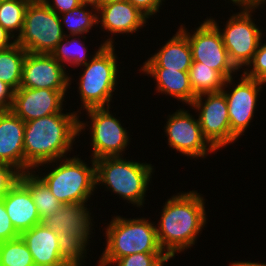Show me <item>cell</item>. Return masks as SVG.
<instances>
[{
    "label": "cell",
    "mask_w": 266,
    "mask_h": 266,
    "mask_svg": "<svg viewBox=\"0 0 266 266\" xmlns=\"http://www.w3.org/2000/svg\"><path fill=\"white\" fill-rule=\"evenodd\" d=\"M121 1H126V0H101V5L102 4L115 3V2H121Z\"/></svg>",
    "instance_id": "43"
},
{
    "label": "cell",
    "mask_w": 266,
    "mask_h": 266,
    "mask_svg": "<svg viewBox=\"0 0 266 266\" xmlns=\"http://www.w3.org/2000/svg\"><path fill=\"white\" fill-rule=\"evenodd\" d=\"M192 52L187 36L178 28L176 33L165 41L140 68H168V70L189 71L192 65Z\"/></svg>",
    "instance_id": "21"
},
{
    "label": "cell",
    "mask_w": 266,
    "mask_h": 266,
    "mask_svg": "<svg viewBox=\"0 0 266 266\" xmlns=\"http://www.w3.org/2000/svg\"><path fill=\"white\" fill-rule=\"evenodd\" d=\"M165 253H134L119 258L114 264L116 266H155Z\"/></svg>",
    "instance_id": "32"
},
{
    "label": "cell",
    "mask_w": 266,
    "mask_h": 266,
    "mask_svg": "<svg viewBox=\"0 0 266 266\" xmlns=\"http://www.w3.org/2000/svg\"><path fill=\"white\" fill-rule=\"evenodd\" d=\"M203 196L197 190L179 191L162 206L156 232L166 255H178L197 243L208 218Z\"/></svg>",
    "instance_id": "1"
},
{
    "label": "cell",
    "mask_w": 266,
    "mask_h": 266,
    "mask_svg": "<svg viewBox=\"0 0 266 266\" xmlns=\"http://www.w3.org/2000/svg\"><path fill=\"white\" fill-rule=\"evenodd\" d=\"M263 41L265 40L261 39L252 61L241 72L246 77L258 80L266 86V43Z\"/></svg>",
    "instance_id": "31"
},
{
    "label": "cell",
    "mask_w": 266,
    "mask_h": 266,
    "mask_svg": "<svg viewBox=\"0 0 266 266\" xmlns=\"http://www.w3.org/2000/svg\"><path fill=\"white\" fill-rule=\"evenodd\" d=\"M15 90L0 80V111L11 110Z\"/></svg>",
    "instance_id": "37"
},
{
    "label": "cell",
    "mask_w": 266,
    "mask_h": 266,
    "mask_svg": "<svg viewBox=\"0 0 266 266\" xmlns=\"http://www.w3.org/2000/svg\"><path fill=\"white\" fill-rule=\"evenodd\" d=\"M190 84L196 96L220 92L226 79L216 70L201 62H192L189 69Z\"/></svg>",
    "instance_id": "27"
},
{
    "label": "cell",
    "mask_w": 266,
    "mask_h": 266,
    "mask_svg": "<svg viewBox=\"0 0 266 266\" xmlns=\"http://www.w3.org/2000/svg\"><path fill=\"white\" fill-rule=\"evenodd\" d=\"M27 51L15 43L10 48L0 51V80L15 91L22 80V65Z\"/></svg>",
    "instance_id": "26"
},
{
    "label": "cell",
    "mask_w": 266,
    "mask_h": 266,
    "mask_svg": "<svg viewBox=\"0 0 266 266\" xmlns=\"http://www.w3.org/2000/svg\"><path fill=\"white\" fill-rule=\"evenodd\" d=\"M149 18L129 1L102 4L97 9V21L101 31L110 33V37L102 40L103 45H115V37L127 34L129 36L141 31L148 23ZM114 38V39H113Z\"/></svg>",
    "instance_id": "15"
},
{
    "label": "cell",
    "mask_w": 266,
    "mask_h": 266,
    "mask_svg": "<svg viewBox=\"0 0 266 266\" xmlns=\"http://www.w3.org/2000/svg\"><path fill=\"white\" fill-rule=\"evenodd\" d=\"M139 71L155 79L154 93H159L158 95L173 97L185 106H190L196 98L191 88L189 71L168 70V68H139Z\"/></svg>",
    "instance_id": "22"
},
{
    "label": "cell",
    "mask_w": 266,
    "mask_h": 266,
    "mask_svg": "<svg viewBox=\"0 0 266 266\" xmlns=\"http://www.w3.org/2000/svg\"><path fill=\"white\" fill-rule=\"evenodd\" d=\"M16 39L0 25V51L10 48Z\"/></svg>",
    "instance_id": "38"
},
{
    "label": "cell",
    "mask_w": 266,
    "mask_h": 266,
    "mask_svg": "<svg viewBox=\"0 0 266 266\" xmlns=\"http://www.w3.org/2000/svg\"><path fill=\"white\" fill-rule=\"evenodd\" d=\"M154 172L152 164L127 160L124 156L100 158L95 160L96 189L104 186L105 191L141 208L146 203V193Z\"/></svg>",
    "instance_id": "3"
},
{
    "label": "cell",
    "mask_w": 266,
    "mask_h": 266,
    "mask_svg": "<svg viewBox=\"0 0 266 266\" xmlns=\"http://www.w3.org/2000/svg\"><path fill=\"white\" fill-rule=\"evenodd\" d=\"M1 266H35L32 255L21 237L0 242Z\"/></svg>",
    "instance_id": "29"
},
{
    "label": "cell",
    "mask_w": 266,
    "mask_h": 266,
    "mask_svg": "<svg viewBox=\"0 0 266 266\" xmlns=\"http://www.w3.org/2000/svg\"><path fill=\"white\" fill-rule=\"evenodd\" d=\"M73 80V75L51 54L26 53L20 87L68 91Z\"/></svg>",
    "instance_id": "14"
},
{
    "label": "cell",
    "mask_w": 266,
    "mask_h": 266,
    "mask_svg": "<svg viewBox=\"0 0 266 266\" xmlns=\"http://www.w3.org/2000/svg\"><path fill=\"white\" fill-rule=\"evenodd\" d=\"M185 108L167 115L164 134L167 145L191 159H205L217 151L204 138L198 118ZM208 155V156H207Z\"/></svg>",
    "instance_id": "12"
},
{
    "label": "cell",
    "mask_w": 266,
    "mask_h": 266,
    "mask_svg": "<svg viewBox=\"0 0 266 266\" xmlns=\"http://www.w3.org/2000/svg\"><path fill=\"white\" fill-rule=\"evenodd\" d=\"M189 108L197 113L204 138L217 152L238 141L231 133L228 105L222 91L196 96Z\"/></svg>",
    "instance_id": "11"
},
{
    "label": "cell",
    "mask_w": 266,
    "mask_h": 266,
    "mask_svg": "<svg viewBox=\"0 0 266 266\" xmlns=\"http://www.w3.org/2000/svg\"><path fill=\"white\" fill-rule=\"evenodd\" d=\"M155 223L144 216H112L104 228L106 246L96 266H113L119 258L134 253H164L158 243Z\"/></svg>",
    "instance_id": "5"
},
{
    "label": "cell",
    "mask_w": 266,
    "mask_h": 266,
    "mask_svg": "<svg viewBox=\"0 0 266 266\" xmlns=\"http://www.w3.org/2000/svg\"><path fill=\"white\" fill-rule=\"evenodd\" d=\"M115 47L104 45L85 65L80 66L83 67V72L79 74L76 84L78 98L81 99V110L111 107L121 75Z\"/></svg>",
    "instance_id": "6"
},
{
    "label": "cell",
    "mask_w": 266,
    "mask_h": 266,
    "mask_svg": "<svg viewBox=\"0 0 266 266\" xmlns=\"http://www.w3.org/2000/svg\"><path fill=\"white\" fill-rule=\"evenodd\" d=\"M31 0H1L0 25L15 39L21 34L26 8Z\"/></svg>",
    "instance_id": "28"
},
{
    "label": "cell",
    "mask_w": 266,
    "mask_h": 266,
    "mask_svg": "<svg viewBox=\"0 0 266 266\" xmlns=\"http://www.w3.org/2000/svg\"><path fill=\"white\" fill-rule=\"evenodd\" d=\"M87 207V203L62 204L55 214L47 216L41 223L58 235L76 237L89 246L92 243L89 239L94 237L95 222L92 210Z\"/></svg>",
    "instance_id": "17"
},
{
    "label": "cell",
    "mask_w": 266,
    "mask_h": 266,
    "mask_svg": "<svg viewBox=\"0 0 266 266\" xmlns=\"http://www.w3.org/2000/svg\"><path fill=\"white\" fill-rule=\"evenodd\" d=\"M58 242L60 257L67 265L86 266L85 259L89 258L87 255L89 253V247H87L80 239L58 235Z\"/></svg>",
    "instance_id": "30"
},
{
    "label": "cell",
    "mask_w": 266,
    "mask_h": 266,
    "mask_svg": "<svg viewBox=\"0 0 266 266\" xmlns=\"http://www.w3.org/2000/svg\"><path fill=\"white\" fill-rule=\"evenodd\" d=\"M86 39L84 35H67L57 44L51 55L66 69L73 67L74 70V68L85 65L104 46L101 43L95 53L88 56V46H85V41H83Z\"/></svg>",
    "instance_id": "23"
},
{
    "label": "cell",
    "mask_w": 266,
    "mask_h": 266,
    "mask_svg": "<svg viewBox=\"0 0 266 266\" xmlns=\"http://www.w3.org/2000/svg\"><path fill=\"white\" fill-rule=\"evenodd\" d=\"M129 1L134 7L138 8L149 19L153 18L157 13H160L162 5L166 0H126ZM152 16V17H151Z\"/></svg>",
    "instance_id": "35"
},
{
    "label": "cell",
    "mask_w": 266,
    "mask_h": 266,
    "mask_svg": "<svg viewBox=\"0 0 266 266\" xmlns=\"http://www.w3.org/2000/svg\"><path fill=\"white\" fill-rule=\"evenodd\" d=\"M80 114L78 108V111L55 113L25 122L24 172L70 156L75 140L79 139Z\"/></svg>",
    "instance_id": "2"
},
{
    "label": "cell",
    "mask_w": 266,
    "mask_h": 266,
    "mask_svg": "<svg viewBox=\"0 0 266 266\" xmlns=\"http://www.w3.org/2000/svg\"><path fill=\"white\" fill-rule=\"evenodd\" d=\"M175 259V256L173 255H166L164 256L155 266H164L170 259Z\"/></svg>",
    "instance_id": "42"
},
{
    "label": "cell",
    "mask_w": 266,
    "mask_h": 266,
    "mask_svg": "<svg viewBox=\"0 0 266 266\" xmlns=\"http://www.w3.org/2000/svg\"><path fill=\"white\" fill-rule=\"evenodd\" d=\"M64 37L59 15L43 0H31L16 43L27 52L51 54Z\"/></svg>",
    "instance_id": "9"
},
{
    "label": "cell",
    "mask_w": 266,
    "mask_h": 266,
    "mask_svg": "<svg viewBox=\"0 0 266 266\" xmlns=\"http://www.w3.org/2000/svg\"><path fill=\"white\" fill-rule=\"evenodd\" d=\"M79 3L82 5L92 6L93 8L98 9L101 5V0H79Z\"/></svg>",
    "instance_id": "41"
},
{
    "label": "cell",
    "mask_w": 266,
    "mask_h": 266,
    "mask_svg": "<svg viewBox=\"0 0 266 266\" xmlns=\"http://www.w3.org/2000/svg\"><path fill=\"white\" fill-rule=\"evenodd\" d=\"M206 18L193 31L183 23L179 27L189 40L193 62H201L218 71L226 80L237 76L240 71L230 61L220 31Z\"/></svg>",
    "instance_id": "10"
},
{
    "label": "cell",
    "mask_w": 266,
    "mask_h": 266,
    "mask_svg": "<svg viewBox=\"0 0 266 266\" xmlns=\"http://www.w3.org/2000/svg\"><path fill=\"white\" fill-rule=\"evenodd\" d=\"M20 234L13 227L10 217L8 216L4 202L0 199V242L19 238Z\"/></svg>",
    "instance_id": "34"
},
{
    "label": "cell",
    "mask_w": 266,
    "mask_h": 266,
    "mask_svg": "<svg viewBox=\"0 0 266 266\" xmlns=\"http://www.w3.org/2000/svg\"><path fill=\"white\" fill-rule=\"evenodd\" d=\"M240 75L238 80H235L236 76L228 78L222 90L228 105L231 133L238 140L242 135H245L244 133L247 128L249 129L250 123L256 116L257 102H259L260 93L264 89L262 86L265 85L258 80L246 77L243 73L238 76Z\"/></svg>",
    "instance_id": "13"
},
{
    "label": "cell",
    "mask_w": 266,
    "mask_h": 266,
    "mask_svg": "<svg viewBox=\"0 0 266 266\" xmlns=\"http://www.w3.org/2000/svg\"><path fill=\"white\" fill-rule=\"evenodd\" d=\"M58 15L67 13L80 5L79 0H43Z\"/></svg>",
    "instance_id": "36"
},
{
    "label": "cell",
    "mask_w": 266,
    "mask_h": 266,
    "mask_svg": "<svg viewBox=\"0 0 266 266\" xmlns=\"http://www.w3.org/2000/svg\"><path fill=\"white\" fill-rule=\"evenodd\" d=\"M1 199L13 227L19 234L41 224L30 190L19 179Z\"/></svg>",
    "instance_id": "19"
},
{
    "label": "cell",
    "mask_w": 266,
    "mask_h": 266,
    "mask_svg": "<svg viewBox=\"0 0 266 266\" xmlns=\"http://www.w3.org/2000/svg\"><path fill=\"white\" fill-rule=\"evenodd\" d=\"M78 156L79 154H76L73 157L43 163L33 169L34 172L39 171L37 175H40L39 177L61 204L88 203L97 191L95 160L90 158L89 166L81 156ZM40 166L45 168L42 169ZM48 167L49 169H46ZM44 170L48 172L43 173Z\"/></svg>",
    "instance_id": "4"
},
{
    "label": "cell",
    "mask_w": 266,
    "mask_h": 266,
    "mask_svg": "<svg viewBox=\"0 0 266 266\" xmlns=\"http://www.w3.org/2000/svg\"><path fill=\"white\" fill-rule=\"evenodd\" d=\"M35 266H67L60 257L58 234L42 223L20 234Z\"/></svg>",
    "instance_id": "20"
},
{
    "label": "cell",
    "mask_w": 266,
    "mask_h": 266,
    "mask_svg": "<svg viewBox=\"0 0 266 266\" xmlns=\"http://www.w3.org/2000/svg\"><path fill=\"white\" fill-rule=\"evenodd\" d=\"M110 109L111 107L86 109L90 121H81V115L79 116V137L85 129L90 130L88 134L91 139L89 143L92 155L89 158L93 160L124 156L127 147L129 148L130 132L127 127H123L121 120Z\"/></svg>",
    "instance_id": "8"
},
{
    "label": "cell",
    "mask_w": 266,
    "mask_h": 266,
    "mask_svg": "<svg viewBox=\"0 0 266 266\" xmlns=\"http://www.w3.org/2000/svg\"><path fill=\"white\" fill-rule=\"evenodd\" d=\"M229 266H266V262L265 263H261V262H252V261H232L229 263Z\"/></svg>",
    "instance_id": "40"
},
{
    "label": "cell",
    "mask_w": 266,
    "mask_h": 266,
    "mask_svg": "<svg viewBox=\"0 0 266 266\" xmlns=\"http://www.w3.org/2000/svg\"><path fill=\"white\" fill-rule=\"evenodd\" d=\"M59 17L65 36L86 35L91 32L90 30L94 26H98L97 9L88 5L80 4L71 11L59 15Z\"/></svg>",
    "instance_id": "25"
},
{
    "label": "cell",
    "mask_w": 266,
    "mask_h": 266,
    "mask_svg": "<svg viewBox=\"0 0 266 266\" xmlns=\"http://www.w3.org/2000/svg\"><path fill=\"white\" fill-rule=\"evenodd\" d=\"M232 3L233 6H240V5H253V6H263L266 3V0H228V3ZM235 4V5H234Z\"/></svg>",
    "instance_id": "39"
},
{
    "label": "cell",
    "mask_w": 266,
    "mask_h": 266,
    "mask_svg": "<svg viewBox=\"0 0 266 266\" xmlns=\"http://www.w3.org/2000/svg\"><path fill=\"white\" fill-rule=\"evenodd\" d=\"M20 173L12 166L0 163V199L17 182Z\"/></svg>",
    "instance_id": "33"
},
{
    "label": "cell",
    "mask_w": 266,
    "mask_h": 266,
    "mask_svg": "<svg viewBox=\"0 0 266 266\" xmlns=\"http://www.w3.org/2000/svg\"><path fill=\"white\" fill-rule=\"evenodd\" d=\"M19 180L30 190L41 221L47 216L55 214L62 205L51 193L46 183L33 170L21 173Z\"/></svg>",
    "instance_id": "24"
},
{
    "label": "cell",
    "mask_w": 266,
    "mask_h": 266,
    "mask_svg": "<svg viewBox=\"0 0 266 266\" xmlns=\"http://www.w3.org/2000/svg\"><path fill=\"white\" fill-rule=\"evenodd\" d=\"M25 122L12 110L0 111V163L24 173Z\"/></svg>",
    "instance_id": "18"
},
{
    "label": "cell",
    "mask_w": 266,
    "mask_h": 266,
    "mask_svg": "<svg viewBox=\"0 0 266 266\" xmlns=\"http://www.w3.org/2000/svg\"><path fill=\"white\" fill-rule=\"evenodd\" d=\"M68 91L19 87L11 110L24 122L64 112Z\"/></svg>",
    "instance_id": "16"
},
{
    "label": "cell",
    "mask_w": 266,
    "mask_h": 266,
    "mask_svg": "<svg viewBox=\"0 0 266 266\" xmlns=\"http://www.w3.org/2000/svg\"><path fill=\"white\" fill-rule=\"evenodd\" d=\"M236 7L240 11L233 13L232 16L230 14L223 28L219 26L217 19L213 17L208 19L220 31L230 61L241 72L252 61L261 39L266 35L255 24L256 19L253 17L257 9L261 11L263 6L240 5Z\"/></svg>",
    "instance_id": "7"
}]
</instances>
